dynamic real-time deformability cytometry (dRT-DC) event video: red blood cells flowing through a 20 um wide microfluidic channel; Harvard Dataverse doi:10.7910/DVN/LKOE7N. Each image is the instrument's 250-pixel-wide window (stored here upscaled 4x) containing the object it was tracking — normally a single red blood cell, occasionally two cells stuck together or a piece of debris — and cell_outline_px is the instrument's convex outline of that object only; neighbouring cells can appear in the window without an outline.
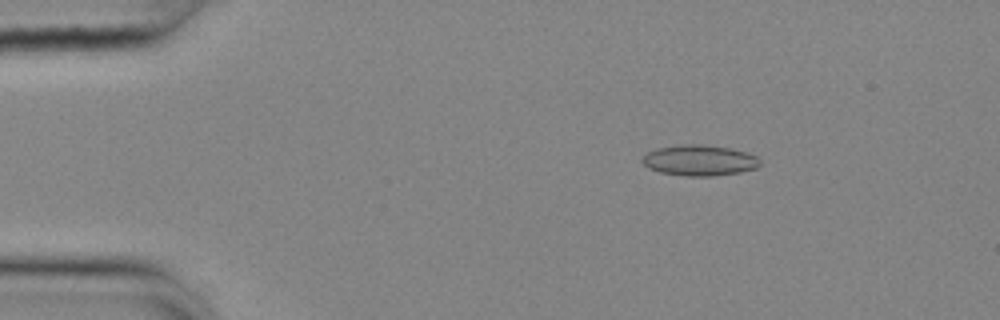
{"species": "common noctule bat (a hibernating species)", "species_latin": "Nyctalus noctula", "temperature_condition": "cold", "stored_images_in_passage": 55, "camera_frame_rate_fps": 3000, "um_per_image_px": 0.085, "animal": {"sex": "female", "body_mass_g": 25.1}, "frame": {"image": 1, "passage_image": 9, "time_ms": 2.667, "image_size_px": [1000, 320], "cell_outline_px": [[760, 164], [756, 168], [740, 172], [716, 176], [684, 176], [660, 172], [648, 168], [640, 160], [648, 152], [656, 148], [684, 144], [700, 144], [728, 148], [748, 152], [756, 156], [760, 160]], "centroid_in_image_um": [59.45, 13.63], "position_along_channel_um": 25.6, "area_um2": 21.15}}
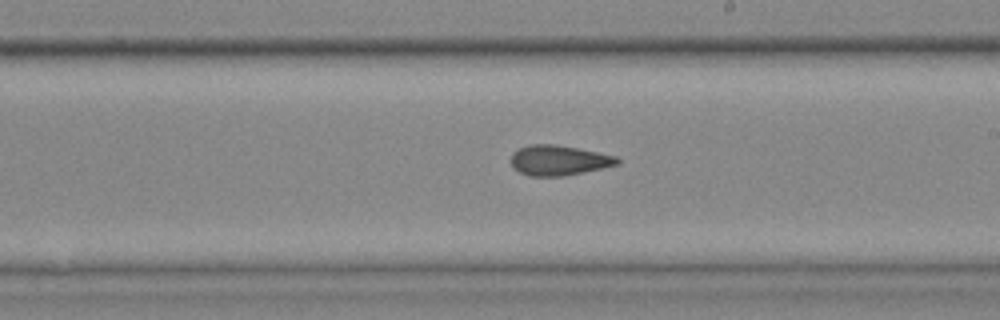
{"frame": {"image": 2, "passage_image": 32, "time_ms": 10.333, "image_size_px": [1000, 320], "cell_outline_px": [[620, 164], [584, 172], [564, 176], [528, 176], [520, 172], [512, 164], [512, 152], [520, 148], [532, 144], [556, 144], [616, 156], [620, 160]], "centroid_in_image_um": [47.51, 13.63], "position_along_channel_um": 241.5, "area_um2": 18.5}}
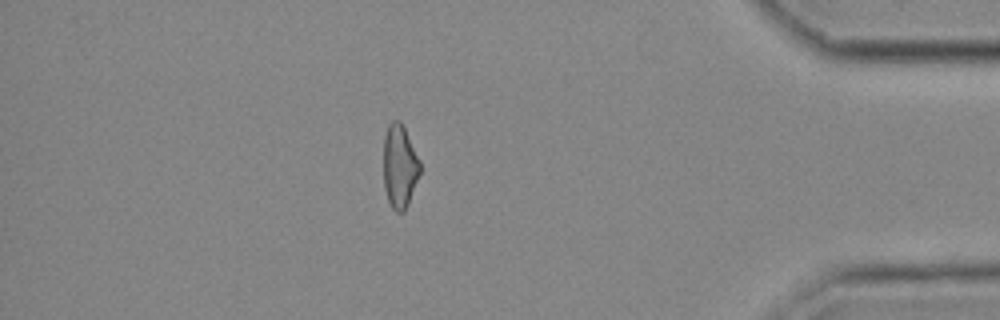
{"frame": {"image": 3, "passage_image": 48, "time_ms": 15.667, "image_size_px": [1000, 320], "cell_outline_px": [[420, 172], [408, 204], [404, 212], [396, 212], [392, 208], [388, 200], [384, 188], [384, 136], [388, 124], [392, 120], [400, 120], [420, 160]], "centroid_in_image_um": [33.96, 14.14], "position_along_channel_um": 401.2, "area_um2": 17.69}, "authors_computed_cell_mechanics": {"area_um2": 18.9584, "velocity_mm_per_s": 3.7033, "shape_relaxation_time_tau1_ms": null, "shape_relaxation_time_tau2_ms": 2.6891, "deformation_change_tau1": null, "deformation_change_tau2": 0.0847}}